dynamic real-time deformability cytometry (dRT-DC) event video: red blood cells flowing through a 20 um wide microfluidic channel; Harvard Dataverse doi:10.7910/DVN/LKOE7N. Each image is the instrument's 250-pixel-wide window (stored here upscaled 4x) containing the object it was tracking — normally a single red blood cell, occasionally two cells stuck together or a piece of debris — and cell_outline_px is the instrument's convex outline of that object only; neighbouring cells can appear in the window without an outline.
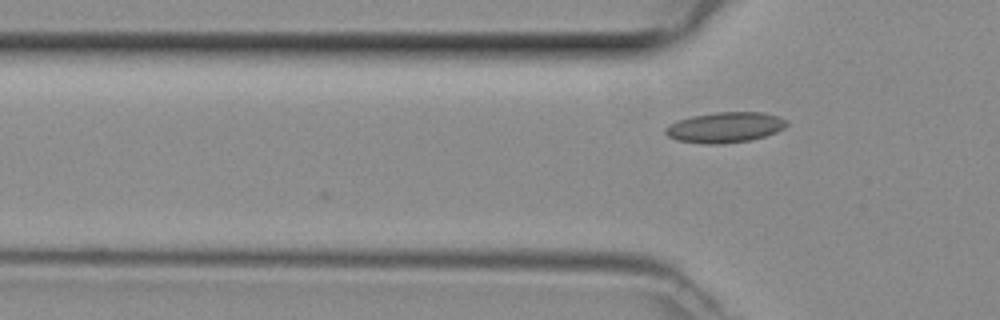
{"species": "common noctule bat (a hibernating species)", "species_latin": "Nyctalus noctula", "temperature_condition": "room temperature", "stored_images_in_passage": 4, "camera_frame_rate_fps": 3000, "um_per_image_px": 0.085, "animal": {"sex": "female", "body_mass_g": 29.2, "forearm_length_mm": 56.3}, "frame": {"image": 1, "passage_image": 4, "time_ms": 1.0, "image_size_px": [1000, 320], "cell_outline_px": [[788, 124], [784, 128], [776, 132], [752, 140], [720, 144], [708, 144], [676, 140], [668, 136], [664, 132], [664, 128], [680, 120], [692, 116], [716, 112], [764, 112], [780, 116], [788, 120]], "centroid_in_image_um": [61.68, 10.82], "position_along_channel_um": 64.1, "area_um2": 21.56}}